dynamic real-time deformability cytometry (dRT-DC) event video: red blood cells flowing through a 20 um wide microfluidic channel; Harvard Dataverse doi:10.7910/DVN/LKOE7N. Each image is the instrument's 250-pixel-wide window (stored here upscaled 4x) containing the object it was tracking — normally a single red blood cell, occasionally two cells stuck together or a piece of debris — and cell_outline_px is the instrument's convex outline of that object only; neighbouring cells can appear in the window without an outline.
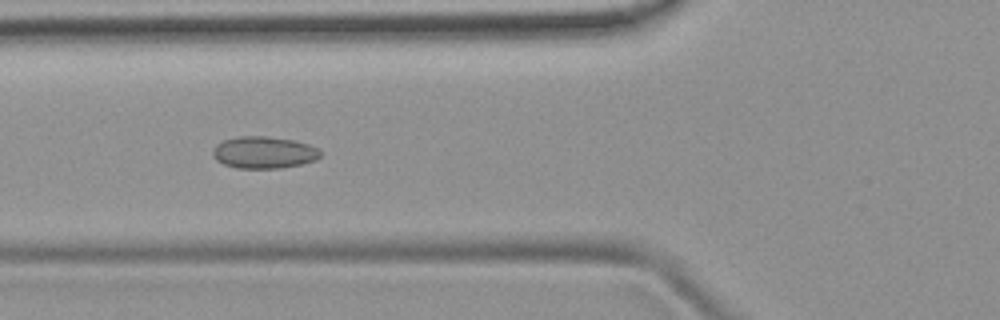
{"species": "common noctule bat (a hibernating species)", "species_latin": "Nyctalus noctula", "temperature_condition": "room temperature", "stored_images_in_passage": 50, "camera_frame_rate_fps": 3000, "um_per_image_px": 0.085, "animal": {"sex": "female", "body_mass_g": 19.9}, "frame": {"image": 1, "passage_image": 18, "time_ms": 5.667, "image_size_px": [1000, 320], "cell_outline_px": [[324, 152], [316, 160], [300, 164], [280, 168], [236, 168], [224, 164], [216, 160], [212, 156], [212, 148], [216, 144], [224, 140], [240, 136], [268, 136], [292, 140], [308, 144]], "centroid_in_image_um": [22.41, 12.96], "position_along_channel_um": 103.4, "area_um2": 20.11}}
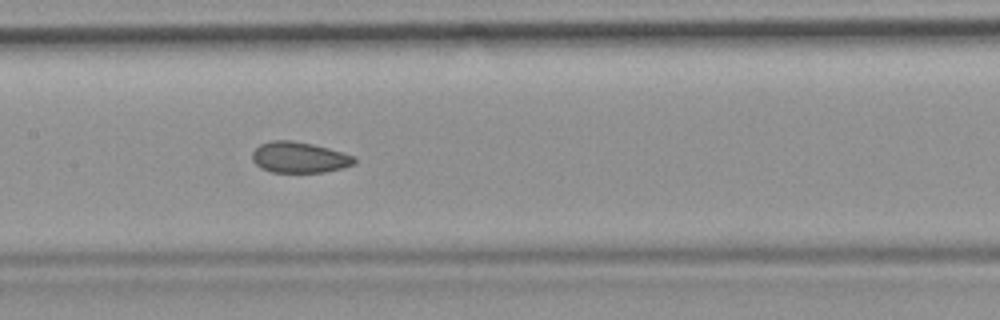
{"frame": {"image": 2, "passage_image": 24, "time_ms": 7.667, "image_size_px": [1000, 320], "cell_outline_px": [[356, 164], [344, 168], [324, 172], [272, 172], [260, 168], [252, 160], [252, 152], [260, 144], [272, 140], [292, 140], [312, 144], [328, 148], [356, 156]], "centroid_in_image_um": [25.46, 13.38], "position_along_channel_um": 181.9, "area_um2": 18.55}}
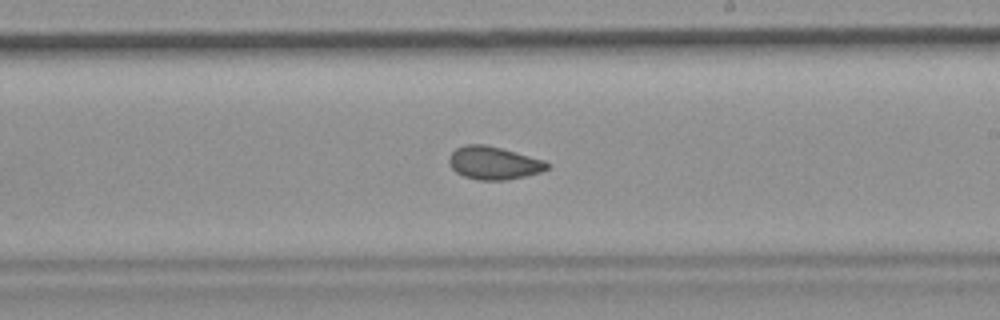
{"frame": {"image": 3, "passage_image": 29, "time_ms": 9.333, "image_size_px": [1000, 320], "cell_outline_px": [[552, 164], [548, 168], [540, 172], [508, 180], [476, 180], [464, 176], [456, 172], [448, 164], [448, 156], [456, 148], [468, 144], [484, 144], [500, 148], [544, 160]], "centroid_in_image_um": [41.94, 13.86], "position_along_channel_um": 247.1, "area_um2": 18.84}, "authors_computed_cell_mechanics": {"area_um2": 19.3341, "velocity_mm_per_s": 3.9316, "shape_relaxation_time_tau1_ms": null, "shape_relaxation_time_tau2_ms": 1.9797, "deformation_change_tau1": null, "deformation_change_tau2": 0.067}}